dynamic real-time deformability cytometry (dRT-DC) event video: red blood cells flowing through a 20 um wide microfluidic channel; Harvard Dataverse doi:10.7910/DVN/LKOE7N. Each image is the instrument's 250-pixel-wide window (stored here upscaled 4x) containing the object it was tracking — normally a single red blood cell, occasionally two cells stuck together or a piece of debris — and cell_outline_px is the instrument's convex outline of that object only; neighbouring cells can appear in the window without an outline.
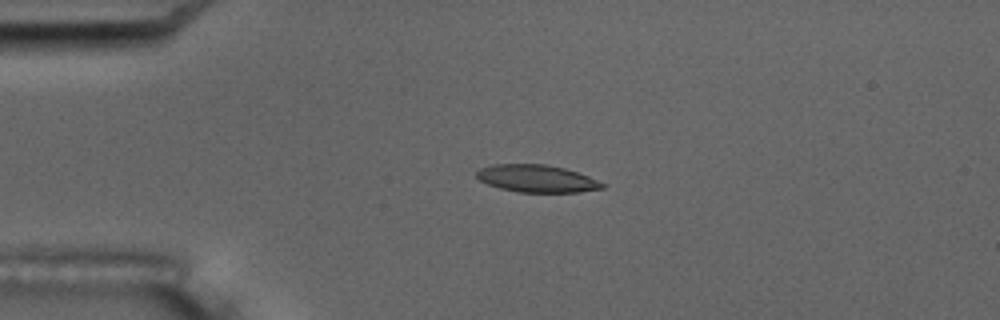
{"species": "common noctule bat (a hibernating species)", "species_latin": "Nyctalus noctula", "temperature_condition": "room temperature", "stored_images_in_passage": 6, "camera_frame_rate_fps": 3000, "um_per_image_px": 0.085, "animal": {"sex": "male", "body_mass_g": 17.5, "forearm_length_mm": 52.3}, "frame": {"image": 1, "passage_image": 4, "time_ms": 3.333, "image_size_px": [1000, 320], "cell_outline_px": [[604, 188], [580, 192], [520, 192], [500, 188], [488, 184], [480, 180], [476, 176], [476, 172], [480, 168], [492, 164], [544, 164], [564, 168], [588, 176], [604, 184]], "centroid_in_image_um": [45.6, 15.17], "position_along_channel_um": 39.4, "area_um2": 19.88}}